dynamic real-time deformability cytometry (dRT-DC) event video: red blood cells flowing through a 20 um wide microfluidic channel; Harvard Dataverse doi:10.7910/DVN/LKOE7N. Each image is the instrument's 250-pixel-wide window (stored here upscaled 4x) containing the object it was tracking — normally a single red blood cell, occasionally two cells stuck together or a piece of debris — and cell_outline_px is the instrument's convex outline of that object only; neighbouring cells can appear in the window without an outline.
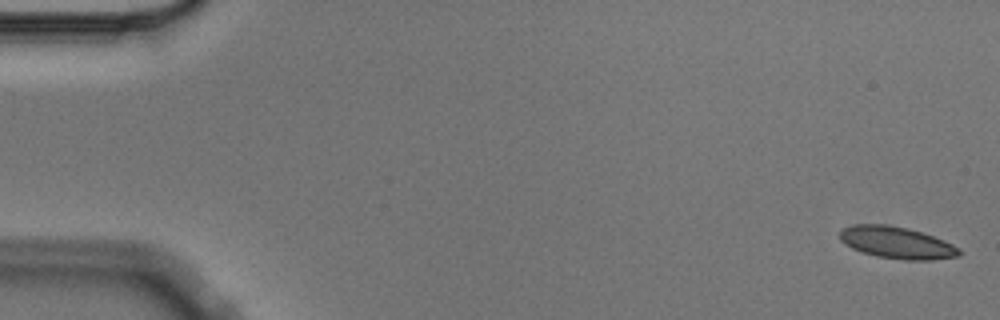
{"species": "Egyptian fruit bat (a non-hibernating species)", "species_latin": "Rousettus aegyptiacus", "temperature_condition": "cold", "stored_images_in_passage": 8, "camera_frame_rate_fps": 3000, "um_per_image_px": 0.085, "animal": {"sex": "male"}, "frame": {"image": 1, "passage_image": 1, "time_ms": 0.0, "image_size_px": [1000, 320], "cell_outline_px": [[964, 252], [960, 256], [932, 260], [904, 260], [876, 256], [852, 248], [844, 244], [840, 240], [836, 232], [840, 228], [852, 224], [884, 224], [908, 228], [944, 240], [960, 248]], "centroid_in_image_um": [76.19, 20.62], "position_along_channel_um": 8.8, "area_um2": 22.54}}
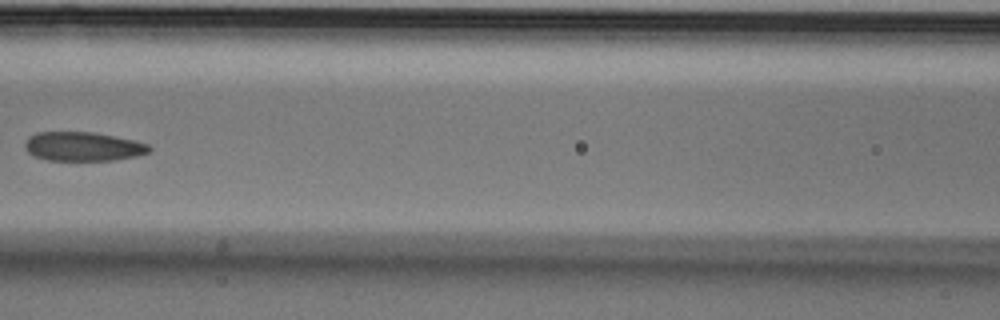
{"frame": {"image": 2, "passage_image": 7, "time_ms": 2.0, "image_size_px": [1000, 320], "cell_outline_px": [[152, 148], [148, 152], [136, 156], [112, 160], [48, 160], [36, 156], [28, 152], [24, 148], [24, 144], [28, 136], [36, 132], [92, 132], [132, 140], [148, 144]], "centroid_in_image_um": [7.01, 12.45], "position_along_channel_um": 159.6, "area_um2": 20.87}}
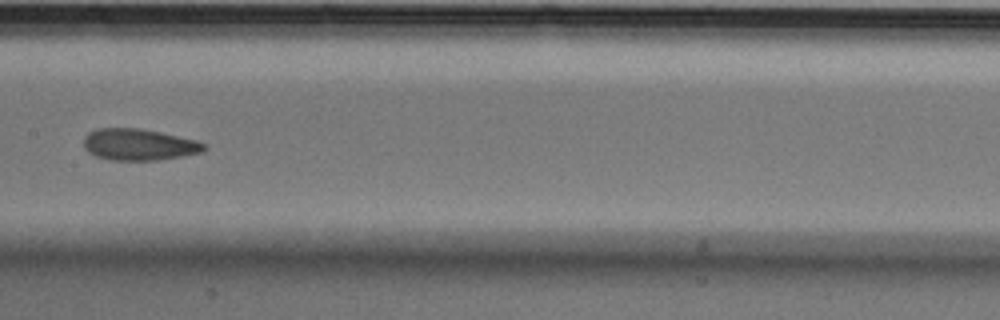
{"frame": {"image": 3, "passage_image": 8, "time_ms": 2.333, "image_size_px": [1000, 320], "cell_outline_px": [[208, 148], [204, 152], [184, 156], [160, 160], [112, 160], [96, 156], [88, 152], [84, 148], [84, 136], [88, 132], [96, 128], [140, 128], [160, 132], [196, 140], [208, 144]], "centroid_in_image_um": [11.84, 12.29], "position_along_channel_um": 195.6, "area_um2": 22.43}}